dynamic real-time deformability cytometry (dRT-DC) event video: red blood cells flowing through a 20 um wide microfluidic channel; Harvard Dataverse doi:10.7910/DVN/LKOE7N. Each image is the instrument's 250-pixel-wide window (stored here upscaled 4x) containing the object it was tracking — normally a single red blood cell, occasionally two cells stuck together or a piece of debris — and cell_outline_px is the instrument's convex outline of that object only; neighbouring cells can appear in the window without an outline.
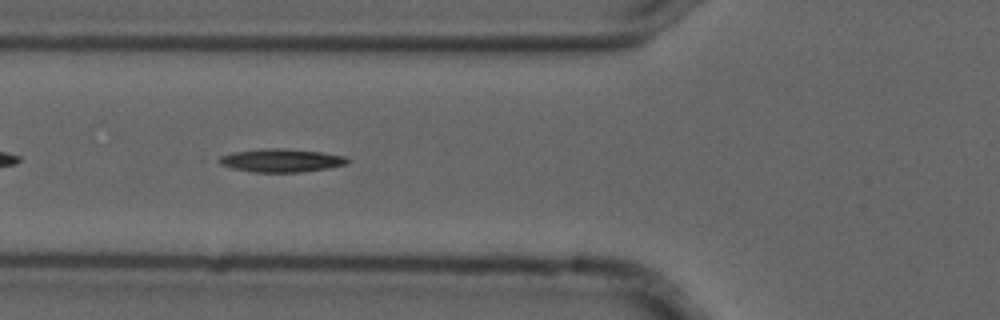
{"species": "common noctule bat (a hibernating species)", "species_latin": "Nyctalus noctula", "temperature_condition": "cold", "stored_images_in_passage": 8, "camera_frame_rate_fps": 3000, "um_per_image_px": 0.085, "animal": {"sex": "male", "forearm_length_mm": 52.5}, "frame": {"image": 1, "passage_image": 4, "time_ms": 1.0, "image_size_px": [1000, 320], "cell_outline_px": [[352, 160], [348, 164], [328, 168], [300, 172], [252, 172], [232, 168], [220, 164], [216, 160], [220, 156], [232, 152], [264, 148], [276, 148], [320, 152], [348, 156]], "centroid_in_image_um": [23.92, 13.64], "position_along_channel_um": 101.9, "area_um2": 17.51}}
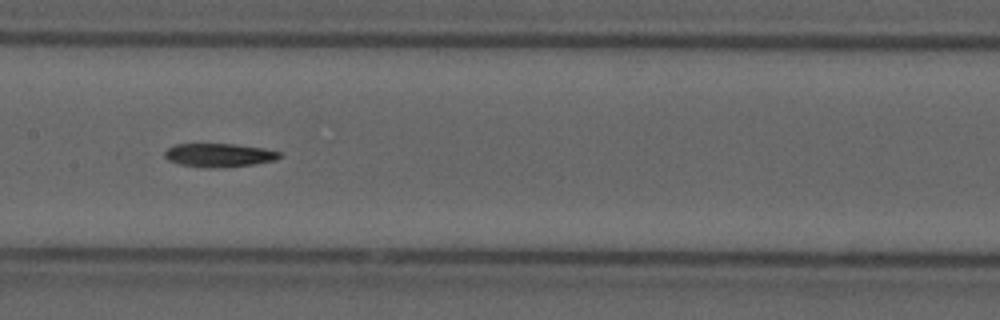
{"frame": {"image": 2, "passage_image": 6, "time_ms": 1.667, "image_size_px": [1000, 320], "cell_outline_px": [[284, 156], [276, 160], [256, 164], [212, 168], [204, 168], [180, 164], [168, 160], [164, 156], [164, 152], [168, 148], [176, 144], [236, 144], [264, 148], [280, 152]], "centroid_in_image_um": [18.65, 13.19], "position_along_channel_um": 188.7, "area_um2": 15.9}}
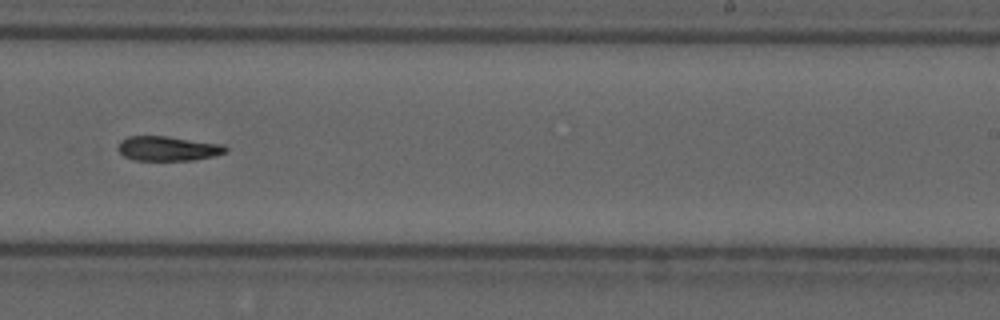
{"frame": {"image": 3, "passage_image": 8, "time_ms": 2.333, "image_size_px": [1000, 320], "cell_outline_px": [[228, 152], [216, 156], [192, 160], [132, 160], [124, 156], [116, 148], [120, 140], [128, 136], [168, 136], [224, 144], [228, 148]], "centroid_in_image_um": [14.29, 12.62], "position_along_channel_um": 274.7, "area_um2": 15.72}}